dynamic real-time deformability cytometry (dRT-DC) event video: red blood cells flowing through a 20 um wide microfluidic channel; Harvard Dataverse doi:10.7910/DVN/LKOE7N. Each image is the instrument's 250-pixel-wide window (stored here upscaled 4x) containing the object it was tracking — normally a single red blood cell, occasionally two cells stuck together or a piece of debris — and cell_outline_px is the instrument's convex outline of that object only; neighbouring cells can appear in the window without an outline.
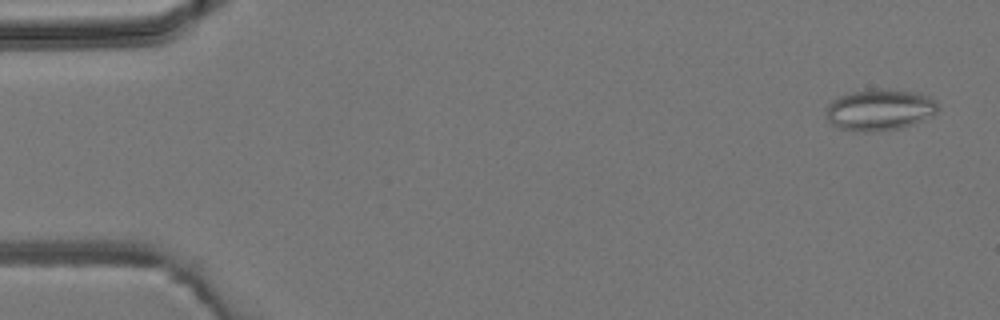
{"species": "common noctule bat (a hibernating species)", "species_latin": "Nyctalus noctula", "temperature_condition": "room temperature", "stored_images_in_passage": 5, "camera_frame_rate_fps": 3000, "um_per_image_px": 0.085, "animal": {"sex": "male", "body_mass_g": 19.2, "forearm_length_mm": 51.8}, "frame": {"image": 1, "passage_image": 1, "time_ms": 0.0, "image_size_px": [1000, 320], "cell_outline_px": [[940, 108], [932, 116], [912, 124], [900, 128], [872, 132], [852, 132], [836, 128], [828, 120], [828, 104], [832, 100], [840, 96], [852, 92], [872, 88], [880, 88], [916, 92], [928, 96], [936, 100]], "centroid_in_image_um": [74.78, 9.34], "position_along_channel_um": 10.2, "area_um2": 27.22}}